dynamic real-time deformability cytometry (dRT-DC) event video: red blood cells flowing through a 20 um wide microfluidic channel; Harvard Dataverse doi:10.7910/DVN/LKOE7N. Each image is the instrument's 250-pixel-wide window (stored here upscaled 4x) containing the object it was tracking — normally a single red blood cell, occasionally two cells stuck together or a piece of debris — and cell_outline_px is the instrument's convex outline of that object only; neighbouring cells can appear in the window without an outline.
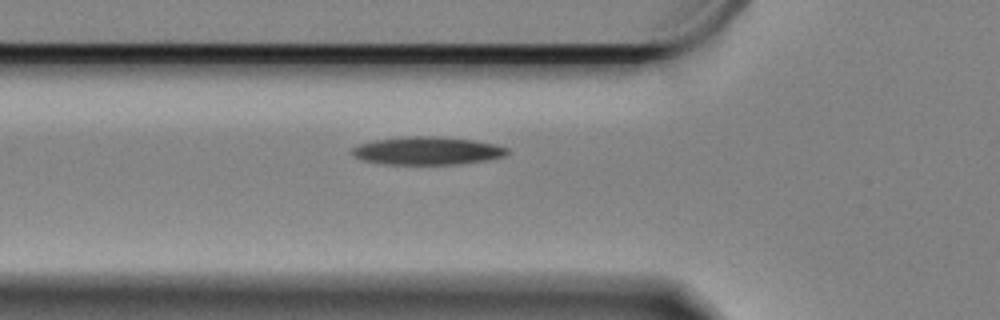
{"species": "Egyptian fruit bat (a non-hibernating species)", "species_latin": "Rousettus aegyptiacus", "temperature_condition": "cold", "stored_images_in_passage": 39, "camera_frame_rate_fps": 3000, "um_per_image_px": 0.085, "animal": {"sex": "female"}, "frame": {"image": 1, "passage_image": 6, "time_ms": 1.667, "image_size_px": [1000, 320], "cell_outline_px": [[512, 152], [504, 156], [488, 160], [460, 164], [380, 164], [360, 160], [352, 156], [348, 152], [352, 148], [360, 144], [376, 140], [408, 136], [440, 136], [472, 140], [496, 144], [508, 148]], "centroid_in_image_um": [36.31, 12.82], "position_along_channel_um": 89.5, "area_um2": 25.66}}
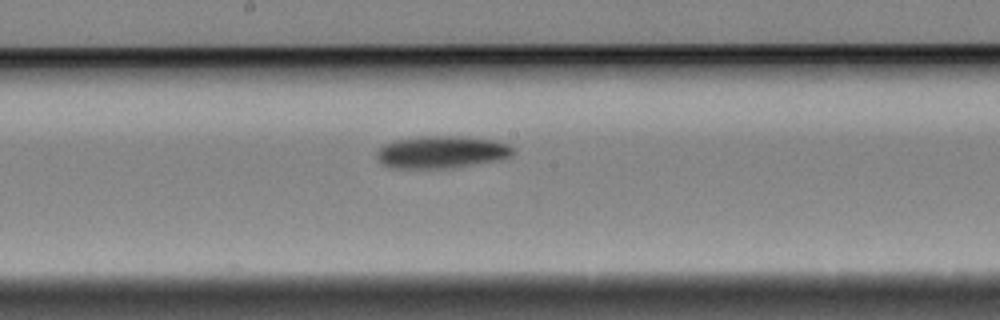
{"frame": {"image": 2, "passage_image": 17, "time_ms": 5.333, "image_size_px": [1000, 320], "cell_outline_px": [[516, 152], [512, 156], [504, 160], [452, 168], [388, 168], [380, 164], [376, 156], [376, 152], [384, 144], [396, 140], [420, 136], [464, 136], [496, 140], [508, 144], [516, 148]], "centroid_in_image_um": [37.6, 12.93], "position_along_channel_um": 210.6, "area_um2": 26.41}}
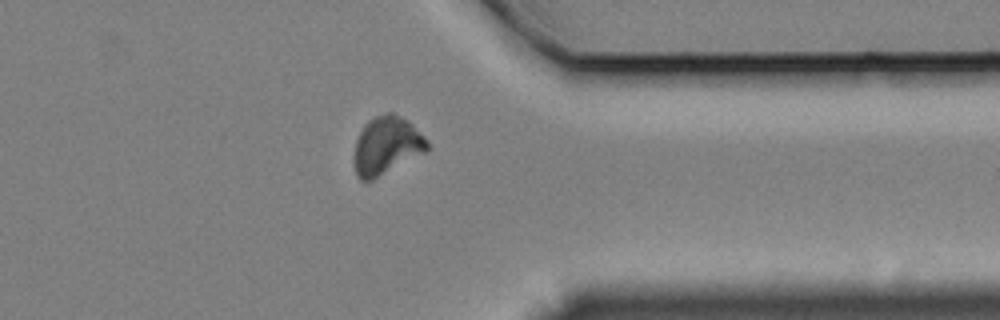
{"frame": {"image": 3, "passage_image": 33, "time_ms": 10.667, "image_size_px": [1000, 320], "cell_outline_px": [[428, 152], [372, 180], [360, 180], [356, 176], [352, 160], [352, 156], [356, 140], [364, 124], [368, 120], [376, 116], [388, 112], [392, 112], [408, 120], [428, 140]], "centroid_in_image_um": [32.84, 12.39], "position_along_channel_um": 378.6, "area_um2": 25.2}}